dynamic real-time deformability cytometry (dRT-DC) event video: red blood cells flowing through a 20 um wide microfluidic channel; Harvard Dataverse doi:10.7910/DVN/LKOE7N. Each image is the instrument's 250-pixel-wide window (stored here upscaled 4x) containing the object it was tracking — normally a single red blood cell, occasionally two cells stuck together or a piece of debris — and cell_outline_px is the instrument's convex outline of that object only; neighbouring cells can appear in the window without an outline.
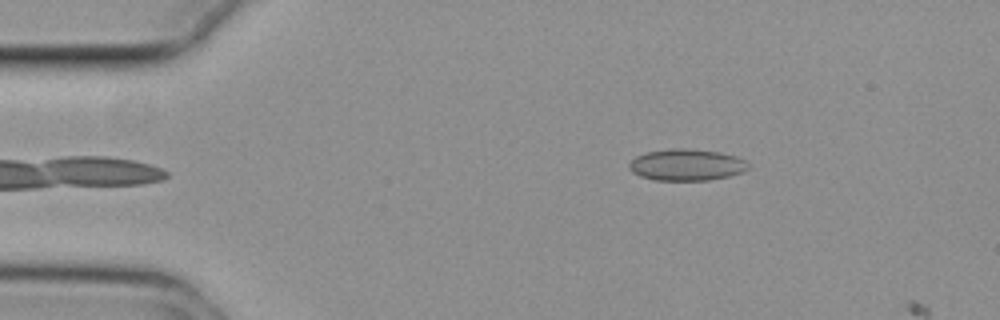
{"species": "common noctule bat (a hibernating species)", "species_latin": "Nyctalus noctula", "temperature_condition": "cold", "stored_images_in_passage": 6, "camera_frame_rate_fps": 3000, "um_per_image_px": 0.085, "animal": {"sex": "female", "body_mass_g": 29.2, "forearm_length_mm": 56.3}, "frame": {"image": 1, "passage_image": 3, "time_ms": 0.667, "image_size_px": [1000, 320], "cell_outline_px": [[748, 168], [744, 172], [728, 176], [708, 180], [656, 180], [640, 176], [632, 172], [628, 168], [628, 164], [636, 156], [648, 152], [672, 148], [688, 148], [720, 152], [736, 156], [744, 160], [748, 164]], "centroid_in_image_um": [58.35, 14.01], "position_along_channel_um": 26.6, "area_um2": 21.91}}